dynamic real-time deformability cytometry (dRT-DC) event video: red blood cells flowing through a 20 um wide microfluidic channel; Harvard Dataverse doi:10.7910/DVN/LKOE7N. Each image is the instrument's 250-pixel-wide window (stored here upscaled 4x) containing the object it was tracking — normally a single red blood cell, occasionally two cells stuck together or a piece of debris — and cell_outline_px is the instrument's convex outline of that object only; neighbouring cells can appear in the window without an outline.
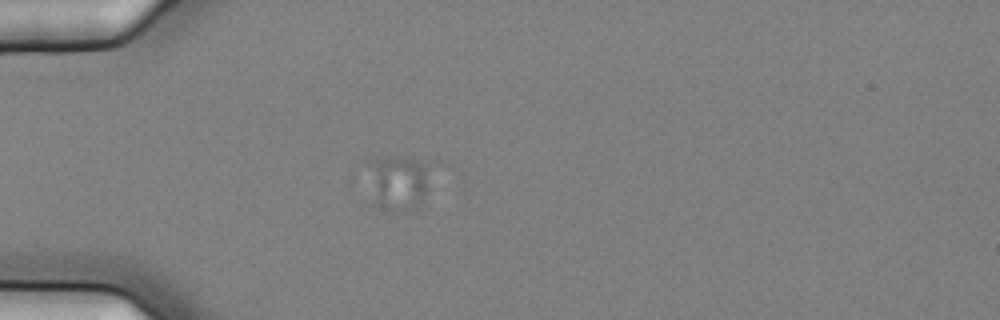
{"species": "common noctule bat (a hibernating species)", "species_latin": "Nyctalus noctula", "temperature_condition": "cold", "stored_images_in_passage": 3, "camera_frame_rate_fps": 3000, "um_per_image_px": 0.085, "animal": {"sex": "female", "body_mass_g": 25.1}, "frame": {"image": 1, "passage_image": 1, "time_ms": 0.0, "image_size_px": [1000, 320], "cell_outline_px": [[428, 188], [420, 204], [416, 208], [380, 204], [376, 200], [368, 160], [404, 160], [420, 164], [424, 168]], "centroid_in_image_um": [33.87, 15.51], "position_along_channel_um": 51.1, "area_um2": 16.82}}
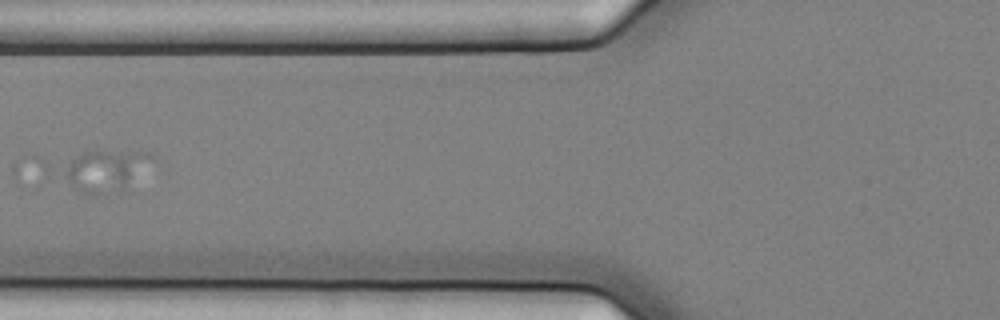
{"frame": {"image": 2, "passage_image": 3, "time_ms": 0.667, "image_size_px": [1000, 320], "cell_outline_px": [[148, 156], [124, 188], [120, 188], [72, 180], [68, 176], [68, 168], [72, 160], [76, 156], [84, 152], [148, 152]], "centroid_in_image_um": [9.03, 14.25], "position_along_channel_um": 116.8, "area_um2": 15.72}}